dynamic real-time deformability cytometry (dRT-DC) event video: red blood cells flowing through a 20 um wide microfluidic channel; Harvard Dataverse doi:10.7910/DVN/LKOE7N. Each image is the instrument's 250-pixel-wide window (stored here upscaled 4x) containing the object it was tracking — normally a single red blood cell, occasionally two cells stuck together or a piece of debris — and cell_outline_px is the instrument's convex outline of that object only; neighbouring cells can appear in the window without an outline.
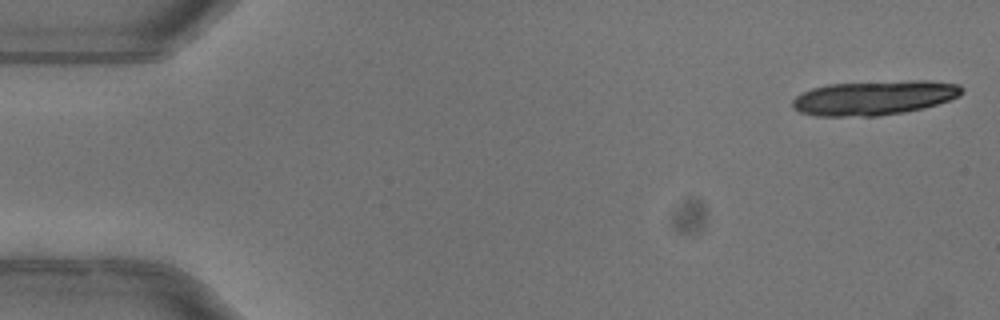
{"species": "common noctule bat (a hibernating species)", "species_latin": "Nyctalus noctula", "temperature_condition": "warm", "stored_images_in_passage": 5, "camera_frame_rate_fps": 3000, "um_per_image_px": 0.085, "animal": {"sex": "female"}, "frame": {"image": 1, "passage_image": 1, "time_ms": 0.0, "image_size_px": [1000, 320], "cell_outline_px": [[964, 92], [960, 96], [924, 108], [904, 112], [876, 116], [816, 116], [800, 112], [792, 108], [792, 100], [796, 96], [812, 88], [828, 84], [912, 80], [928, 80], [960, 84], [964, 88]], "centroid_in_image_um": [74.33, 8.31], "position_along_channel_um": 10.7, "area_um2": 34.16}}